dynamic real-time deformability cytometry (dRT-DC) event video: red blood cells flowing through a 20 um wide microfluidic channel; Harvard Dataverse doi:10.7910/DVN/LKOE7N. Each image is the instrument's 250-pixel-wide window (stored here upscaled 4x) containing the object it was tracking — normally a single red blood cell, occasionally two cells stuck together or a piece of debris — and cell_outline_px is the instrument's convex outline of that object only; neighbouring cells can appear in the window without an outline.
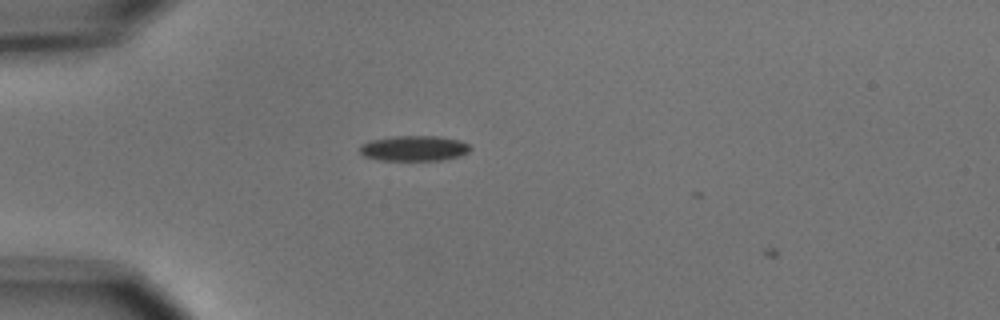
{"species": "common noctule bat (a hibernating species)", "species_latin": "Nyctalus noctula", "temperature_condition": "cold", "stored_images_in_passage": 3, "camera_frame_rate_fps": 3000, "um_per_image_px": 0.085, "animal": {"sex": "male", "body_mass_g": 15.6}, "frame": {"image": 1, "passage_image": 2, "time_ms": 1.333, "image_size_px": [1000, 320], "cell_outline_px": [[472, 148], [468, 152], [460, 156], [444, 160], [380, 160], [364, 156], [360, 152], [360, 144], [368, 140], [392, 136], [436, 136], [460, 140], [468, 144]], "centroid_in_image_um": [35.18, 12.6], "position_along_channel_um": 49.8, "area_um2": 16.47}}